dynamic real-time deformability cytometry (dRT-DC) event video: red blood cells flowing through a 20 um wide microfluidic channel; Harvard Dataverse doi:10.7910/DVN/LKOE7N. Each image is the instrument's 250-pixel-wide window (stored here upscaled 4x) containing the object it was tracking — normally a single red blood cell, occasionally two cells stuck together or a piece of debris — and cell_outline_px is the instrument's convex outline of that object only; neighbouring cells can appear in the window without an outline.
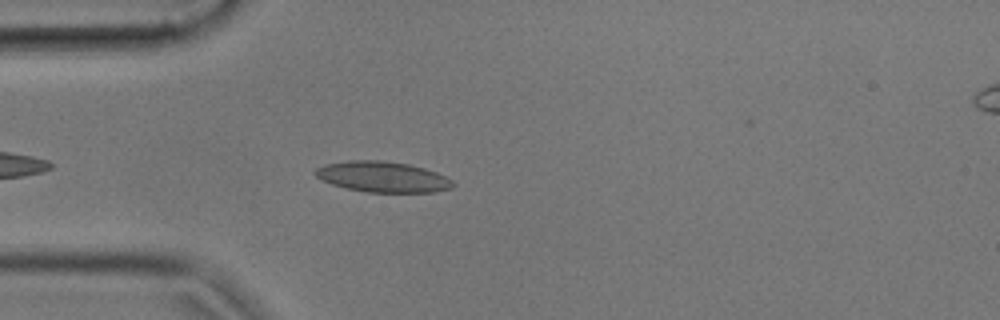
{"species": "common noctule bat (a hibernating species)", "species_latin": "Nyctalus noctula", "temperature_condition": "cold", "stored_images_in_passage": 45, "camera_frame_rate_fps": 3000, "um_per_image_px": 0.085, "animal": {"sex": "male", "body_mass_g": 17.9, "forearm_length_mm": 54.2}, "frame": {"image": 1, "passage_image": 5, "time_ms": 1.333, "image_size_px": [1000, 320], "cell_outline_px": [[456, 184], [452, 188], [436, 192], [368, 192], [348, 188], [332, 184], [316, 176], [312, 172], [316, 168], [324, 164], [348, 160], [380, 160], [408, 164], [424, 168], [436, 172], [452, 180]], "centroid_in_image_um": [32.53, 15.02], "position_along_channel_um": 52.5, "area_um2": 24.57}}
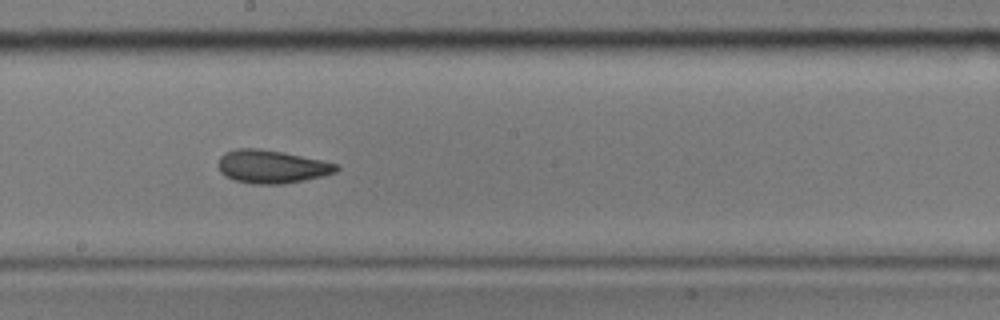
{"frame": {"image": 2, "passage_image": 20, "time_ms": 6.333, "image_size_px": [1000, 320], "cell_outline_px": [[340, 168], [336, 172], [304, 180], [284, 184], [252, 184], [236, 180], [224, 176], [220, 172], [220, 156], [224, 152], [236, 148], [260, 148], [284, 152], [320, 160], [336, 164]], "centroid_in_image_um": [23.07, 14.16], "position_along_channel_um": 225.1, "area_um2": 22.72}}
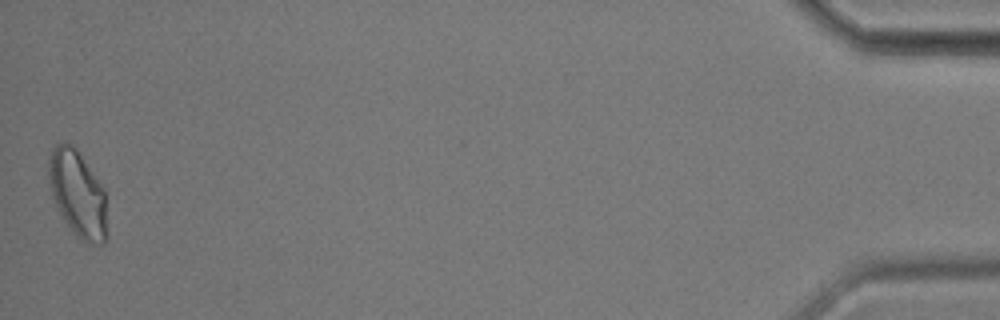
{"frame": {"image": 3, "passage_image": 45, "time_ms": 14.667, "image_size_px": [1000, 320], "cell_outline_px": [[108, 240], [104, 244], [96, 244], [80, 240], [76, 236], [64, 220], [52, 196], [48, 176], [48, 156], [52, 148], [56, 144], [64, 140], [72, 144], [80, 152], [104, 188], [108, 236]], "centroid_in_image_um": [6.61, 16.45], "position_along_channel_um": 428.6, "area_um2": 29.94}, "authors_computed_cell_mechanics": {"area_um2": 22.9466, "velocity_mm_per_s": 3.5714, "shape_relaxation_time_tau1_ms": 3.8214, "shape_relaxation_time_tau2_ms": 1.9127, "deformation_change_tau1": 0.111, "deformation_change_tau2": 0.0688}}